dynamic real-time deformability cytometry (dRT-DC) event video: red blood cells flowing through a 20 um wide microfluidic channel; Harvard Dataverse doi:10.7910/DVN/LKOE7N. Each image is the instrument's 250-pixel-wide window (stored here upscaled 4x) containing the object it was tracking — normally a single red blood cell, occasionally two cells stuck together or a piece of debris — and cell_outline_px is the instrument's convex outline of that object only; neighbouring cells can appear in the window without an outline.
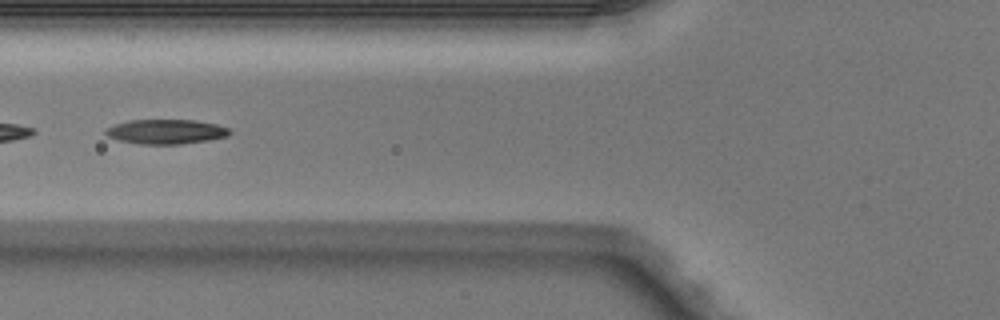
{"species": "Egyptian fruit bat (a non-hibernating species)", "species_latin": "Rousettus aegyptiacus", "temperature_condition": "warm", "stored_images_in_passage": 6, "segment_of_instrument_passage": [2, 2], "camera_frame_rate_fps": 3000, "um_per_image_px": 0.085, "animal": {"sex": "male"}, "frame": {"image": 1, "passage_image": 6, "time_ms": 1.667, "image_size_px": [1000, 320], "cell_outline_px": [[232, 132], [228, 136], [208, 140], [180, 144], [140, 144], [120, 140], [108, 136], [104, 132], [104, 128], [128, 120], [196, 120], [216, 124], [228, 128]], "centroid_in_image_um": [14.11, 11.18], "position_along_channel_um": 111.7, "area_um2": 17.74}}